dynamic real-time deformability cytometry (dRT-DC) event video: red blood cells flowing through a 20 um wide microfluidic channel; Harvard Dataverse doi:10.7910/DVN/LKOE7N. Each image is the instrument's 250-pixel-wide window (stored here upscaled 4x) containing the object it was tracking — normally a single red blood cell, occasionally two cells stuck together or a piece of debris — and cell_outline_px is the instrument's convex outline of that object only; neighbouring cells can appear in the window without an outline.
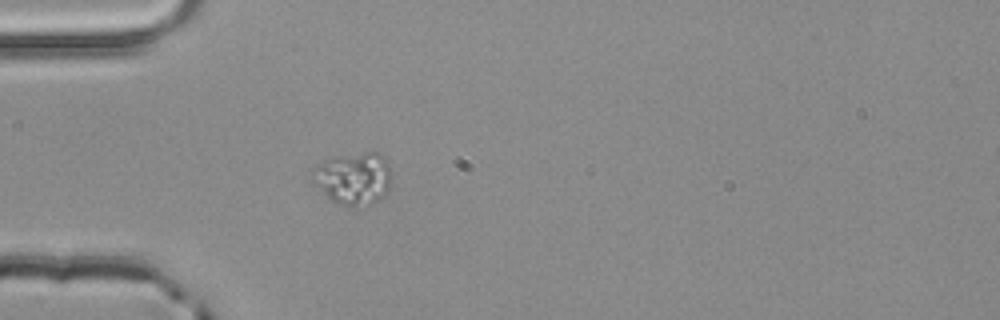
{"species": "common noctule bat (a hibernating species)", "species_latin": "Nyctalus noctula", "temperature_condition": "room temperature", "stored_images_in_passage": 32, "camera_frame_rate_fps": 3000, "um_per_image_px": 0.085, "animal": {"sex": "male", "body_mass_g": 20.4}, "frame": {"image": 1, "passage_image": 1, "time_ms": 0.0, "image_size_px": [1000, 320], "cell_outline_px": [[392, 184], [388, 192], [380, 200], [372, 204], [356, 208], [352, 208], [340, 204], [332, 200], [312, 184], [312, 168], [324, 160], [332, 156], [364, 152], [380, 152], [384, 156], [392, 168]], "centroid_in_image_um": [30.09, 15.16], "position_along_channel_um": 54.9, "area_um2": 25.2}}
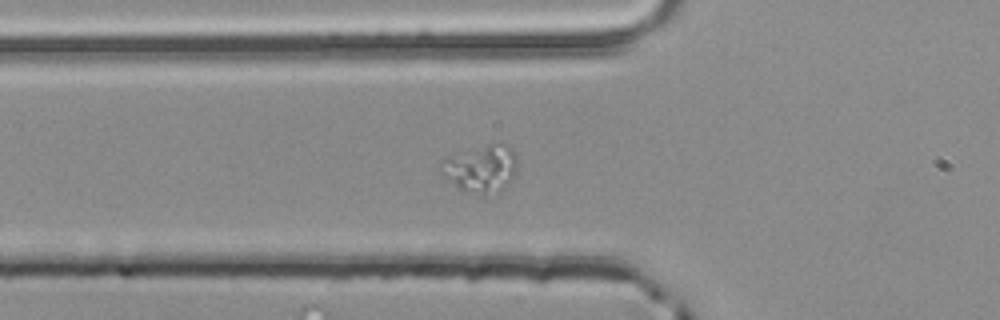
{"frame": {"image": 2, "passage_image": 4, "time_ms": 1.0, "image_size_px": [1000, 320], "cell_outline_px": [[516, 176], [500, 192], [484, 196], [456, 188], [440, 172], [440, 160], [448, 156], [496, 140], [500, 140], [508, 144], [516, 156]], "centroid_in_image_um": [40.91, 14.31], "position_along_channel_um": 84.9, "area_um2": 21.96}}
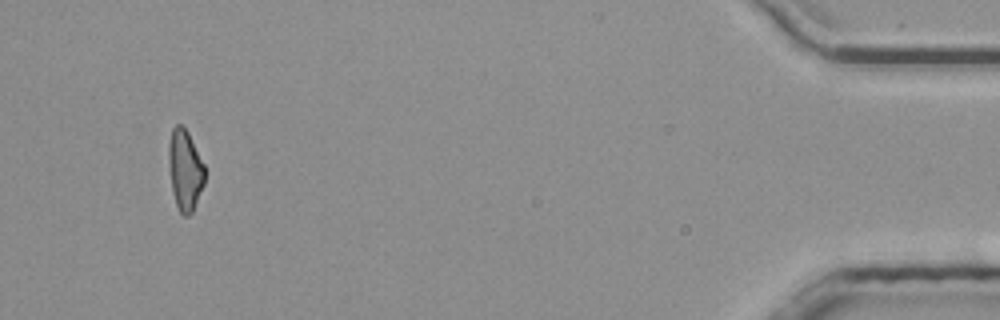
{"frame": {"image": 3, "passage_image": 29, "time_ms": 9.333, "image_size_px": [1000, 320], "cell_outline_px": [[204, 184], [192, 212], [188, 216], [184, 216], [180, 212], [176, 204], [172, 192], [168, 164], [168, 144], [172, 128], [176, 124], [180, 124], [188, 132], [204, 164]], "centroid_in_image_um": [15.7, 14.44], "position_along_channel_um": 419.5, "area_um2": 16.99}}